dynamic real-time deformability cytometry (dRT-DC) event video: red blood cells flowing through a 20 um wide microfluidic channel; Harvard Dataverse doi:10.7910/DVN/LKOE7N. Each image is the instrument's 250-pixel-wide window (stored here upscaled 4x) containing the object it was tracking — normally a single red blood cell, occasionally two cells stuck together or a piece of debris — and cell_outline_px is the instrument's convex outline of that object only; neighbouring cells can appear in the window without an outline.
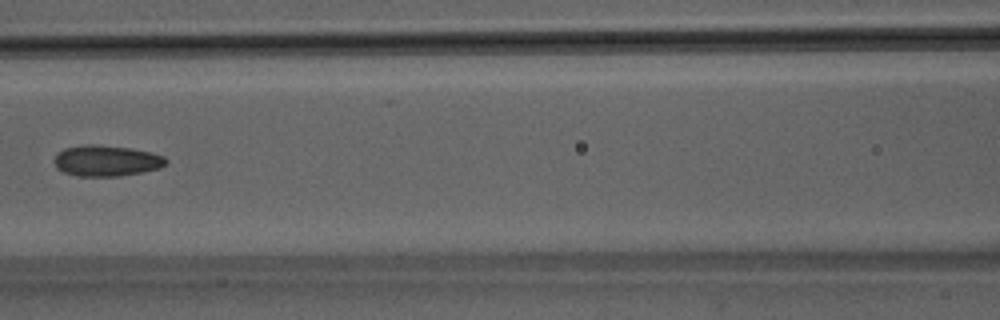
{"species": "Egyptian fruit bat (a non-hibernating species)", "species_latin": "Rousettus aegyptiacus", "temperature_condition": "room temperature", "stored_images_in_passage": 7, "camera_frame_rate_fps": 3000, "um_per_image_px": 0.085, "animal": {"sex": "male"}, "frame": {"image": 1, "passage_image": 6, "time_ms": 1.667, "image_size_px": [1000, 320], "cell_outline_px": [[168, 160], [160, 168], [144, 172], [120, 176], [76, 176], [64, 172], [56, 168], [56, 152], [64, 148], [88, 144], [92, 144], [128, 148], [152, 152], [164, 156]], "centroid_in_image_um": [9.06, 13.67], "position_along_channel_um": 157.5, "area_um2": 20.11}}